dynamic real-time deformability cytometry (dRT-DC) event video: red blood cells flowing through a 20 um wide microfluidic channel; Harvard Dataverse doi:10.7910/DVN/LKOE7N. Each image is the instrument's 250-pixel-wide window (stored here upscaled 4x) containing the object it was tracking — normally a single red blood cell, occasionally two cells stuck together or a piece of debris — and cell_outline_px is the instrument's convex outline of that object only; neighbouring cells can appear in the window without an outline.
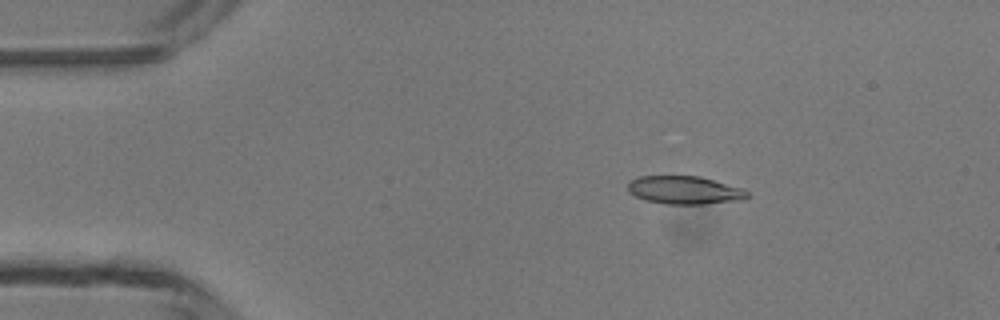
{"species": "common noctule bat (a hibernating species)", "species_latin": "Nyctalus noctula", "temperature_condition": "room temperature", "stored_images_in_passage": 4, "camera_frame_rate_fps": 3000, "um_per_image_px": 0.085, "animal": {"sex": "male", "body_mass_g": 13.3}, "frame": {"image": 1, "passage_image": 2, "time_ms": 1.333, "image_size_px": [1000, 320], "cell_outline_px": [[752, 196], [744, 200], [704, 204], [664, 204], [644, 200], [628, 192], [628, 180], [640, 176], [700, 176], [740, 188], [748, 192]], "centroid_in_image_um": [58.18, 16.17], "position_along_channel_um": 26.8, "area_um2": 19.71}}